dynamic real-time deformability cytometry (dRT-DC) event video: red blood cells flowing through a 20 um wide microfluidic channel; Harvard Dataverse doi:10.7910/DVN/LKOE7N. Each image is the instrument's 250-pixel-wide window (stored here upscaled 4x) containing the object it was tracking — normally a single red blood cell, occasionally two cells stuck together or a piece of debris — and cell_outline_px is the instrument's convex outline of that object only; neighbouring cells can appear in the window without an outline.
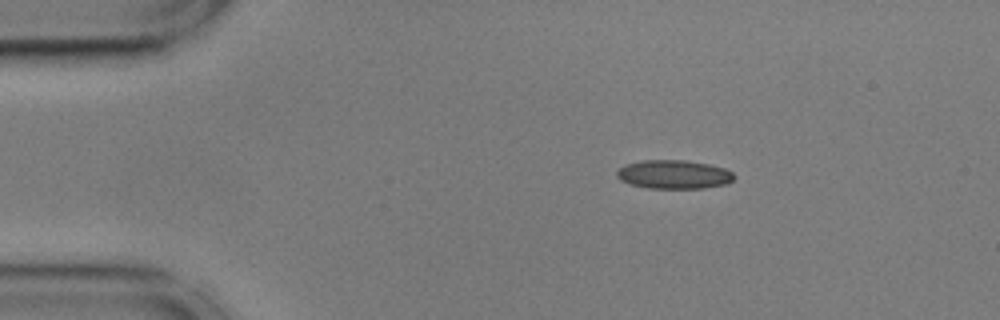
{"species": "common noctule bat (a hibernating species)", "species_latin": "Nyctalus noctula", "temperature_condition": "cold", "stored_images_in_passage": 41, "camera_frame_rate_fps": 3000, "um_per_image_px": 0.085, "animal": {"sex": "male", "body_mass_g": 17.9, "forearm_length_mm": 54.2}, "frame": {"image": 1, "passage_image": 1, "time_ms": 0.0, "image_size_px": [1000, 320], "cell_outline_px": [[736, 176], [728, 184], [704, 188], [648, 188], [628, 184], [620, 180], [616, 176], [616, 172], [624, 164], [644, 160], [684, 160], [708, 164], [724, 168], [732, 172]], "centroid_in_image_um": [57.26, 14.83], "position_along_channel_um": 27.7, "area_um2": 19.77}}
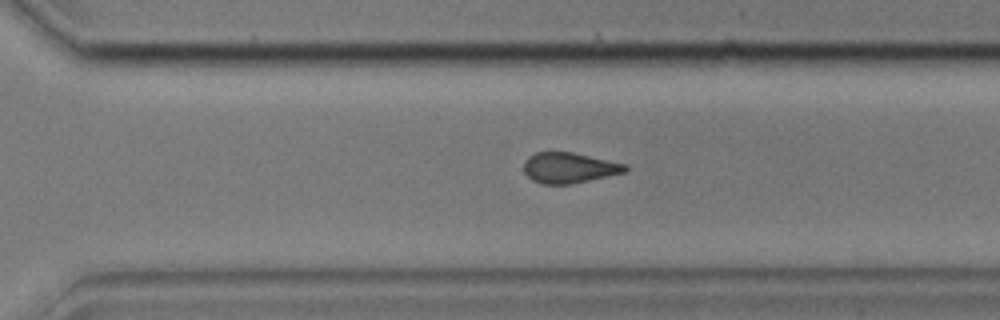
{"frame": {"image": 2, "passage_image": 30, "time_ms": 9.667, "image_size_px": [1000, 320], "cell_outline_px": [[628, 172], [572, 184], [544, 184], [532, 180], [524, 172], [524, 160], [528, 156], [536, 152], [572, 152], [628, 164]], "centroid_in_image_um": [48.41, 14.26], "position_along_channel_um": 322.2, "area_um2": 18.26}}
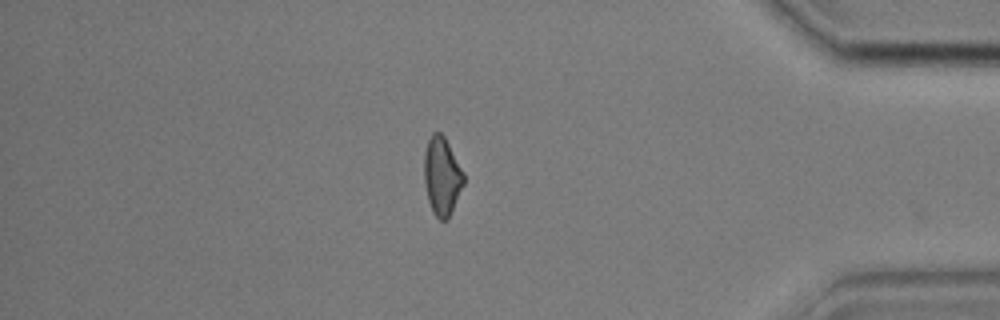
{"frame": {"image": 3, "passage_image": 39, "time_ms": 12.667, "image_size_px": [1000, 320], "cell_outline_px": [[464, 184], [448, 216], [444, 220], [440, 220], [432, 212], [428, 200], [424, 184], [424, 152], [428, 140], [432, 132], [440, 132], [444, 136], [464, 172]], "centroid_in_image_um": [37.54, 14.93], "position_along_channel_um": 397.7, "area_um2": 17.86}, "authors_computed_cell_mechanics": {"area_um2": 18.785, "velocity_mm_per_s": 3.611, "shape_relaxation_time_tau1_ms": 2.717, "shape_relaxation_time_tau2_ms": 2.3066, "deformation_change_tau1": 0.1037, "deformation_change_tau2": 0.1091}}